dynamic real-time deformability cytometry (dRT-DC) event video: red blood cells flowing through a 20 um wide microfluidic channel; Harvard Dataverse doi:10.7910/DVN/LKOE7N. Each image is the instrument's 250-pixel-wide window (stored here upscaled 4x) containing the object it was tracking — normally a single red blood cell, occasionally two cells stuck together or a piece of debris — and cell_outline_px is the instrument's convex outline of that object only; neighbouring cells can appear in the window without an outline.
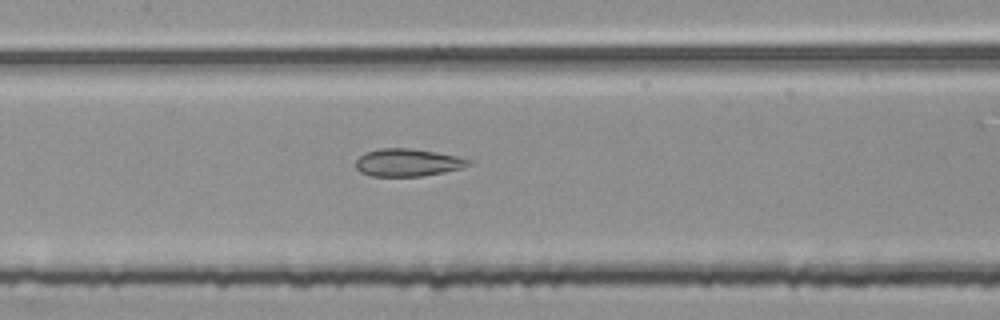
{"species": "common noctule bat (a hibernating species)", "species_latin": "Nyctalus noctula", "temperature_condition": "room temperature", "stored_images_in_passage": 54, "segment_of_instrument_passage": [2, 2], "camera_frame_rate_fps": 3000, "um_per_image_px": 0.085, "animal": {"sex": "female", "body_mass_g": 25.1}, "frame": {"image": 1, "passage_image": 26, "time_ms": 8.333, "image_size_px": [1000, 320], "cell_outline_px": [[472, 164], [460, 168], [444, 172], [420, 176], [372, 176], [360, 172], [356, 168], [356, 160], [364, 152], [380, 148], [412, 148], [436, 152], [456, 156], [468, 160]], "centroid_in_image_um": [34.6, 13.81], "position_along_channel_um": 172.8, "area_um2": 18.03}}
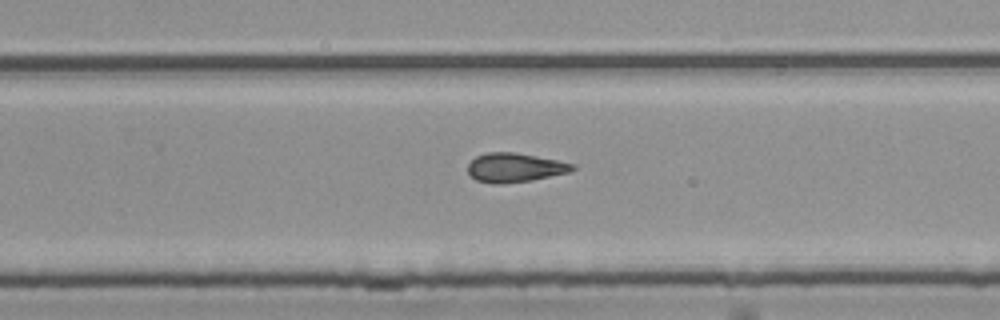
{"frame": {"image": 2, "passage_image": 35, "time_ms": 11.333, "image_size_px": [1000, 320], "cell_outline_px": [[576, 168], [572, 172], [532, 180], [492, 184], [476, 180], [468, 172], [468, 164], [476, 156], [488, 152], [516, 152], [556, 160], [572, 164]], "centroid_in_image_um": [43.76, 14.24], "position_along_channel_um": 286.0, "area_um2": 17.63}}
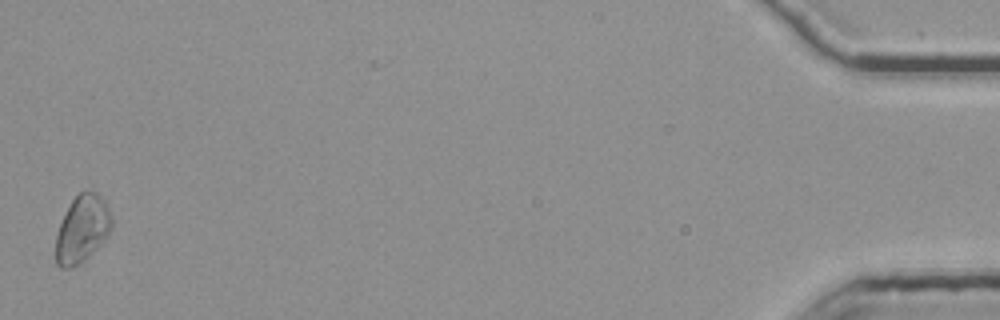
{"frame": {"image": 3, "passage_image": 54, "time_ms": 17.667, "image_size_px": [1000, 320], "cell_outline_px": [[112, 228], [100, 244], [88, 256], [76, 264], [68, 268], [60, 268], [56, 264], [56, 236], [60, 224], [72, 200], [80, 192], [96, 192], [104, 200], [112, 216]], "centroid_in_image_um": [6.99, 19.45], "position_along_channel_um": 428.2, "area_um2": 21.33}}